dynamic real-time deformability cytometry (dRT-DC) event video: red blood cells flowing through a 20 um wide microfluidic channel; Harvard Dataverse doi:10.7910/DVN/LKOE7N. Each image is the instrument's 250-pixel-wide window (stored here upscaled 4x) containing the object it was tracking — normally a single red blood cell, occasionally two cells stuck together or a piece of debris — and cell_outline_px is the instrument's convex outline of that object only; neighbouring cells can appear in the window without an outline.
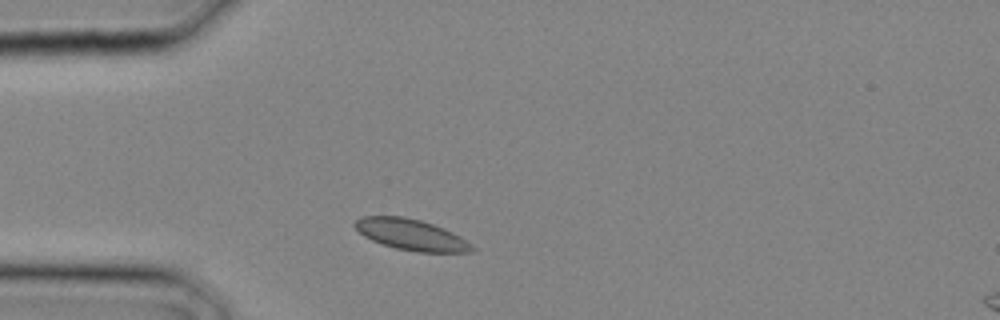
{"species": "common noctule bat (a hibernating species)", "species_latin": "Nyctalus noctula", "temperature_condition": "cold", "stored_images_in_passage": 2, "segment_of_instrument_passage": [1, 2], "camera_frame_rate_fps": 3000, "um_per_image_px": 0.085, "animal": {"sex": "male", "body_mass_g": 20.4}, "frame": {"image": 1, "passage_image": 1, "time_ms": 0.0, "image_size_px": [1000, 320], "cell_outline_px": [[476, 252], [416, 252], [396, 248], [380, 244], [364, 236], [352, 224], [360, 216], [404, 216], [420, 220], [444, 228], [460, 236], [472, 244], [476, 248]], "centroid_in_image_um": [34.96, 19.95], "position_along_channel_um": 50.0, "area_um2": 21.33}}